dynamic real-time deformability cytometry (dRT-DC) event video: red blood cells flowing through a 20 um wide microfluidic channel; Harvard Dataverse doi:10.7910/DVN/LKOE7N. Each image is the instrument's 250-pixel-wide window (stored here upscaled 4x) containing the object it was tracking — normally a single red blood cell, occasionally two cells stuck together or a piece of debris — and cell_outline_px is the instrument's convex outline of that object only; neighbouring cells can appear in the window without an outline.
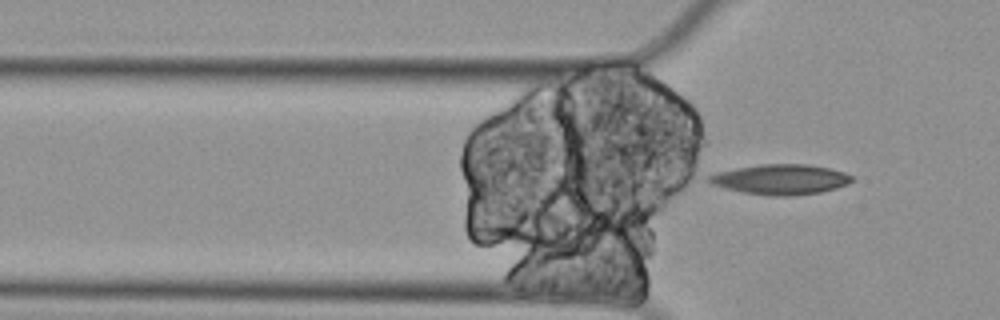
{"species": "Egyptian fruit bat (a non-hibernating species)", "species_latin": "Rousettus aegyptiacus", "temperature_condition": "cold", "stored_images_in_passage": 4, "camera_frame_rate_fps": 3000, "um_per_image_px": 0.085, "animal": {"sex": "female"}, "frame": {"image": 1, "passage_image": 4, "time_ms": 1.0, "image_size_px": [1000, 320], "cell_outline_px": [[852, 180], [848, 184], [836, 188], [820, 192], [788, 196], [772, 196], [744, 192], [712, 184], [704, 180], [704, 176], [716, 172], [736, 168], [760, 164], [808, 164], [828, 168], [844, 172], [852, 176]], "centroid_in_image_um": [66.31, 15.24], "position_along_channel_um": 59.5, "area_um2": 25.09}}